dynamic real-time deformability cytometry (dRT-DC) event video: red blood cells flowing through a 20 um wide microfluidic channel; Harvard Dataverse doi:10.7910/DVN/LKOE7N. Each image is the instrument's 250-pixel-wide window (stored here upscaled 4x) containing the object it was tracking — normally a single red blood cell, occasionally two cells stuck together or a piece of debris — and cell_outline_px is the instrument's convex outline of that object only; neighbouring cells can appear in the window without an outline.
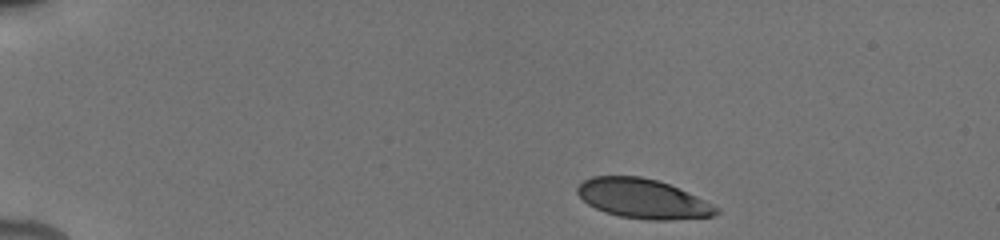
{"species": "human", "species_latin": "Homo sapiens", "temperature_condition": "cold", "stored_images_in_passage": 26, "camera_frame_rate_fps": 3000, "um_per_image_px": 0.085, "donor": {"sex": "male"}, "frame": {"image": 1, "passage_image": 1, "time_ms": 0.0, "image_size_px": [1000, 240], "cell_outline_px": [[720, 212], [712, 216], [668, 220], [648, 220], [620, 216], [604, 212], [588, 204], [576, 192], [576, 188], [584, 180], [592, 176], [640, 176], [656, 180], [668, 184], [696, 196], [720, 208]], "centroid_in_image_um": [54.63, 16.89], "position_along_channel_um": 30.4, "area_um2": 31.73}}
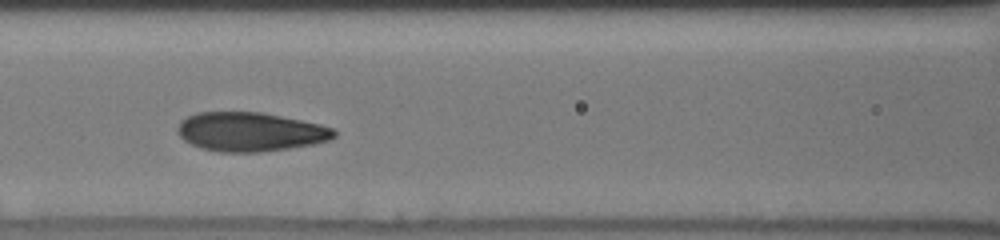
{"frame": {"image": 2, "passage_image": 9, "time_ms": 5.333, "image_size_px": [1000, 240], "cell_outline_px": [[336, 136], [328, 140], [312, 144], [288, 148], [260, 152], [220, 152], [200, 148], [184, 140], [176, 132], [176, 128], [180, 120], [196, 112], [260, 112], [320, 124], [332, 128], [336, 132]], "centroid_in_image_um": [21.22, 11.2], "position_along_channel_um": 145.4, "area_um2": 35.55}}
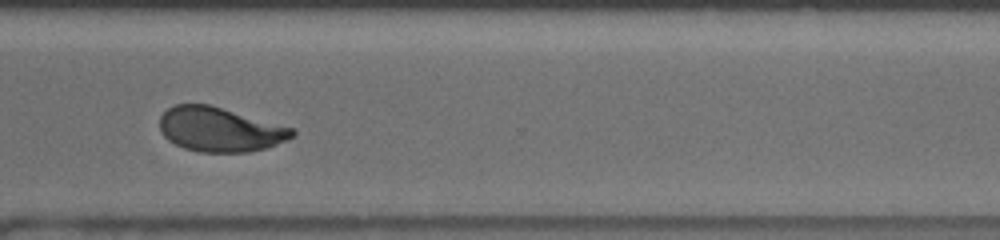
{"frame": {"image": 3, "passage_image": 19, "time_ms": 10.667, "image_size_px": [1000, 240], "cell_outline_px": [[296, 132], [292, 136], [276, 144], [264, 148], [248, 152], [200, 152], [184, 148], [168, 140], [160, 132], [160, 116], [168, 108], [176, 104], [208, 104], [292, 128]], "centroid_in_image_um": [18.63, 11.01], "position_along_channel_um": 352.0, "area_um2": 33.81}, "authors_computed_cell_mechanics": {"area_um2": 34.8823, "velocity_mm_per_s": 3.8762, "shape_relaxation_time_tau1_ms": 3.5012, "shape_relaxation_time_tau2_ms": 0.6428, "deformation_change_tau1": 0.1346, "deformation_change_tau2": 0.0406}}